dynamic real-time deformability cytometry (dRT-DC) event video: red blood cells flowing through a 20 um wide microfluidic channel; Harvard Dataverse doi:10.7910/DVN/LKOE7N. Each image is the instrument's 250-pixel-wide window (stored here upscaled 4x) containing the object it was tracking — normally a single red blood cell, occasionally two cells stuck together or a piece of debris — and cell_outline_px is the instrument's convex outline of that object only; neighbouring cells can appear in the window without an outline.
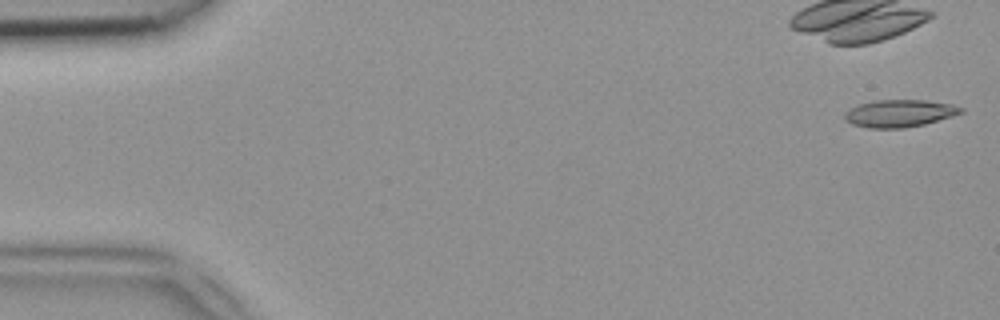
{"species": "common noctule bat (a hibernating species)", "species_latin": "Nyctalus noctula", "temperature_condition": "room temperature", "stored_images_in_passage": 14, "camera_frame_rate_fps": 3000, "um_per_image_px": 0.085, "animal": {"sex": "female", "body_mass_g": 18.4}, "frame": {"image": 1, "passage_image": 1, "time_ms": 0.0, "image_size_px": [1000, 320], "cell_outline_px": [[964, 112], [952, 116], [924, 124], [904, 128], [868, 128], [852, 124], [844, 120], [844, 112], [860, 104], [876, 100], [924, 100], [952, 104], [964, 108]], "centroid_in_image_um": [76.45, 9.64], "position_along_channel_um": 8.5, "area_um2": 18.5}}